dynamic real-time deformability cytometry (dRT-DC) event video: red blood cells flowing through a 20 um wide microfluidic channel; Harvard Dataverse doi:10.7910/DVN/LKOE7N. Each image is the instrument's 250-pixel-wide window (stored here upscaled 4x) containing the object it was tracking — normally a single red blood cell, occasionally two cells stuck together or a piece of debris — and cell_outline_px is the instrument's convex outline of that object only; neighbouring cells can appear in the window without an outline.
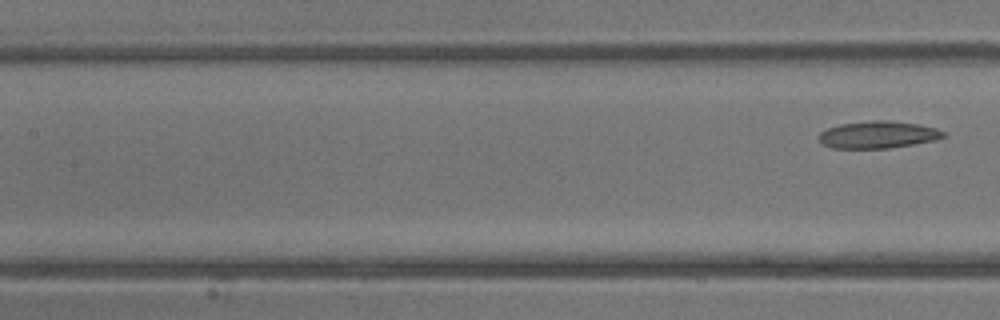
{"species": "common noctule bat (a hibernating species)", "species_latin": "Nyctalus noctula", "temperature_condition": "warm", "stored_images_in_passage": 7, "segment_of_instrument_passage": [2, 2], "camera_frame_rate_fps": 3000, "um_per_image_px": 0.085, "animal": {"sex": "male", "body_mass_g": 13.3}, "frame": {"image": 1, "passage_image": 7, "time_ms": 7.0, "image_size_px": [1000, 320], "cell_outline_px": [[948, 136], [936, 140], [888, 148], [832, 148], [820, 144], [816, 136], [820, 132], [828, 128], [840, 124], [872, 120], [884, 120], [920, 124], [936, 128], [944, 132]], "centroid_in_image_um": [74.6, 11.45], "position_along_channel_um": 132.8, "area_um2": 19.88}}